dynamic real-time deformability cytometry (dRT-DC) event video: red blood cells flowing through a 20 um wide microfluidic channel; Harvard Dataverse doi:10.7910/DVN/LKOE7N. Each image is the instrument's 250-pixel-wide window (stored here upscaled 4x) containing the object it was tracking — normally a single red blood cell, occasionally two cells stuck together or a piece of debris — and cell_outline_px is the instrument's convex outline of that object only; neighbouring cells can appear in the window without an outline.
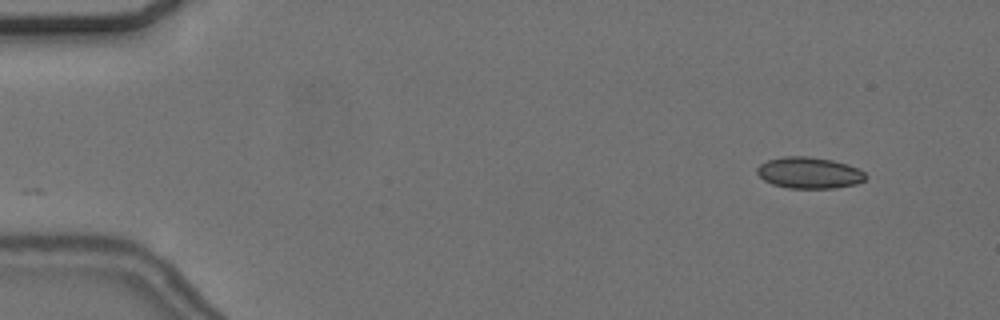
{"species": "common noctule bat (a hibernating species)", "species_latin": "Nyctalus noctula", "temperature_condition": "cold", "stored_images_in_passage": 52, "camera_frame_rate_fps": 3000, "um_per_image_px": 0.085, "animal": {"sex": "female", "body_mass_g": 24.6, "forearm_length_mm": 56.2}, "frame": {"image": 1, "passage_image": 1, "time_ms": 0.0, "image_size_px": [1000, 320], "cell_outline_px": [[868, 176], [864, 180], [856, 184], [836, 188], [788, 188], [772, 184], [764, 180], [756, 172], [756, 168], [760, 164], [768, 160], [784, 156], [808, 156], [832, 160], [848, 164], [864, 172]], "centroid_in_image_um": [68.78, 14.69], "position_along_channel_um": 16.2, "area_um2": 19.88}}
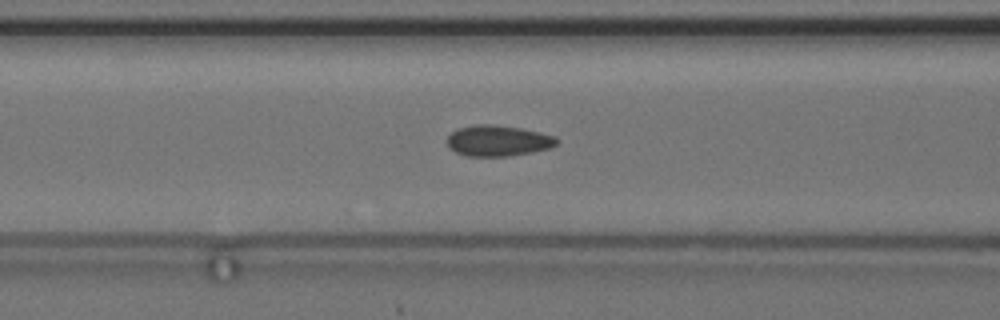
{"frame": {"image": 2, "passage_image": 19, "time_ms": 6.0, "image_size_px": [1000, 320], "cell_outline_px": [[560, 140], [552, 148], [532, 152], [508, 156], [468, 156], [456, 152], [448, 148], [448, 136], [452, 132], [460, 128], [476, 124], [488, 124], [520, 128], [540, 132], [556, 136]], "centroid_in_image_um": [42.37, 11.97], "position_along_channel_um": 124.2, "area_um2": 19.71}}
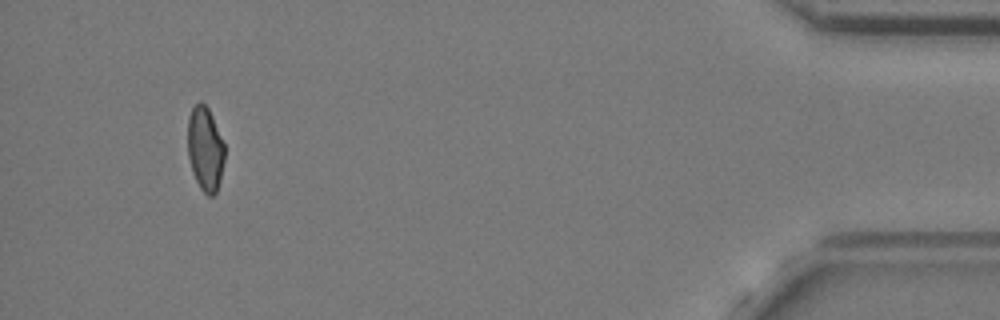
{"frame": {"image": 3, "passage_image": 49, "time_ms": 16.0, "image_size_px": [1000, 320], "cell_outline_px": [[224, 160], [220, 180], [216, 192], [212, 196], [208, 196], [200, 188], [192, 172], [188, 156], [188, 116], [192, 108], [200, 100], [208, 108], [212, 116], [224, 144]], "centroid_in_image_um": [17.43, 12.66], "position_along_channel_um": 417.8, "area_um2": 18.03}, "authors_computed_cell_mechanics": {"area_um2": 19.2763, "velocity_mm_per_s": 3.6481, "shape_relaxation_time_tau1_ms": null, "shape_relaxation_time_tau2_ms": 2.2437, "deformation_change_tau1": null, "deformation_change_tau2": 0.0869}}